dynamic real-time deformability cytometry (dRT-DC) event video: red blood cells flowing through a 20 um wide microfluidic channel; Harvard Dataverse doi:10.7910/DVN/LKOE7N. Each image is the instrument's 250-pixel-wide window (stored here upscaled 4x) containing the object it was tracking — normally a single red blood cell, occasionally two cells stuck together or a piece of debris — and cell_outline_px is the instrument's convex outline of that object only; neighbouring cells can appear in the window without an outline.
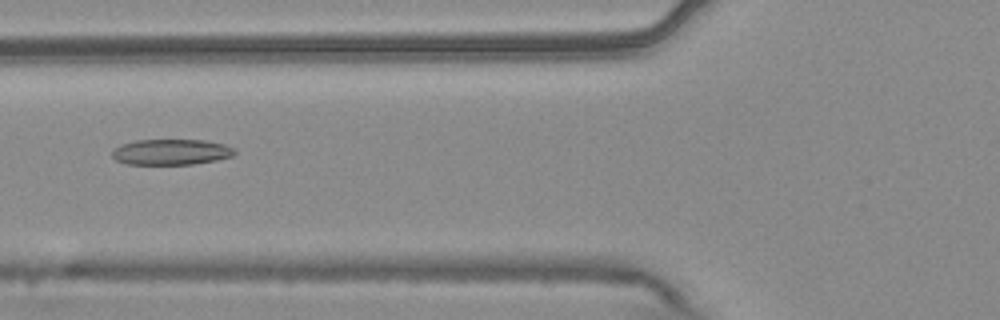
{"species": "common noctule bat (a hibernating species)", "species_latin": "Nyctalus noctula", "temperature_condition": "warm", "stored_images_in_passage": 43, "camera_frame_rate_fps": 3000, "um_per_image_px": 0.085, "animal": {"sex": "male", "body_mass_g": 20.4}, "frame": {"image": 1, "passage_image": 10, "time_ms": 3.0, "image_size_px": [1000, 320], "cell_outline_px": [[236, 152], [232, 156], [216, 160], [192, 164], [128, 164], [116, 160], [112, 156], [112, 152], [120, 144], [136, 140], [204, 140], [224, 144], [236, 148]], "centroid_in_image_um": [14.57, 12.91], "position_along_channel_um": 111.2, "area_um2": 18.32}}
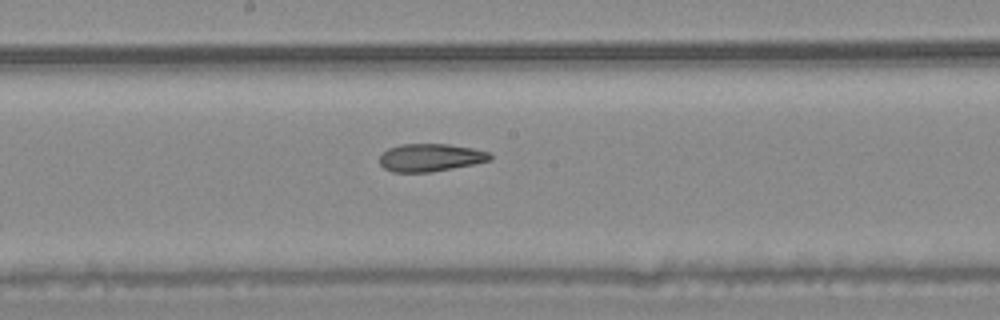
{"frame": {"image": 2, "passage_image": 18, "time_ms": 5.667, "image_size_px": [1000, 320], "cell_outline_px": [[492, 160], [452, 168], [428, 172], [392, 172], [384, 168], [380, 164], [380, 156], [388, 148], [400, 144], [448, 144], [472, 148], [488, 152], [492, 156]], "centroid_in_image_um": [36.57, 13.39], "position_along_channel_um": 211.6, "area_um2": 17.74}}
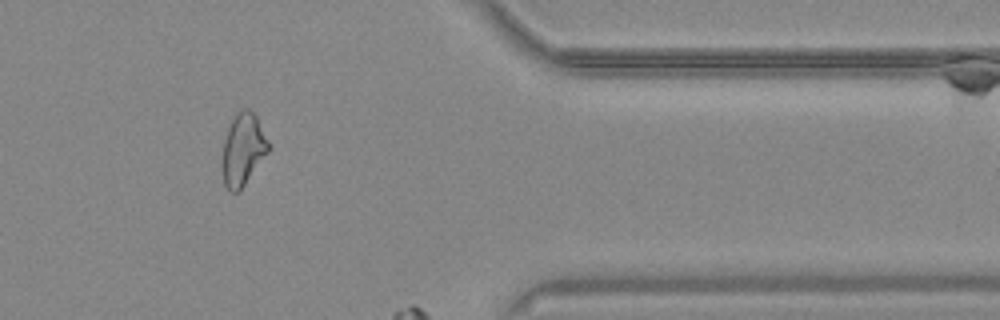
{"frame": {"image": 3, "passage_image": 34, "time_ms": 11.0, "image_size_px": [1000, 320], "cell_outline_px": [[268, 152], [244, 184], [236, 192], [228, 192], [224, 184], [220, 164], [224, 140], [228, 128], [236, 112], [244, 108], [248, 108], [256, 116], [268, 140]], "centroid_in_image_um": [20.6, 12.71], "position_along_channel_um": 390.8, "area_um2": 19.31}}